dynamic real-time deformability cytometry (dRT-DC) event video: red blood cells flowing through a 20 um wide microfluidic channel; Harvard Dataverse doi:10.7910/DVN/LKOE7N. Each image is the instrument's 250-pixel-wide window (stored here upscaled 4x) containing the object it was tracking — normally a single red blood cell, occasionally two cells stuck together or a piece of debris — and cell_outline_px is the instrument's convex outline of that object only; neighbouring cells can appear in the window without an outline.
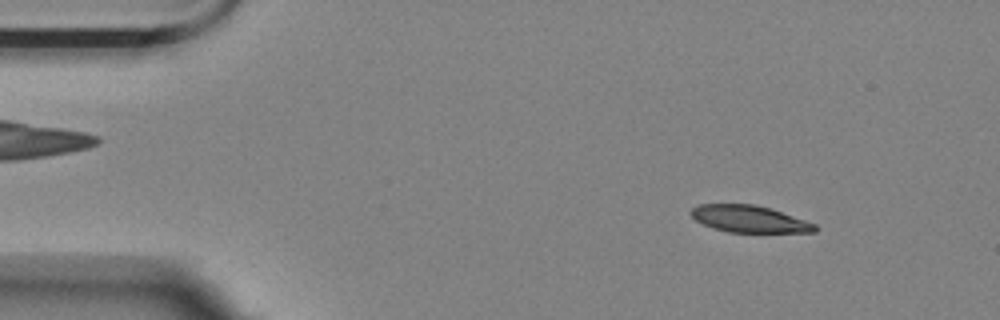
{"species": "Egyptian fruit bat (a non-hibernating species)", "species_latin": "Rousettus aegyptiacus", "temperature_condition": "room temperature", "stored_images_in_passage": 12, "camera_frame_rate_fps": 3000, "um_per_image_px": 0.085, "animal": {"sex": "female"}, "frame": {"image": 1, "passage_image": 6, "time_ms": 1.667, "image_size_px": [1000, 320], "cell_outline_px": [[816, 232], [728, 232], [704, 224], [696, 220], [688, 212], [696, 204], [756, 204], [772, 208], [816, 224]], "centroid_in_image_um": [63.68, 18.59], "position_along_channel_um": 21.3, "area_um2": 19.42}}